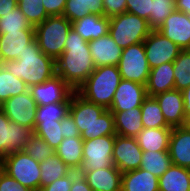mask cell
Listing matches in <instances>:
<instances>
[{
  "label": "cell",
  "mask_w": 190,
  "mask_h": 191,
  "mask_svg": "<svg viewBox=\"0 0 190 191\" xmlns=\"http://www.w3.org/2000/svg\"><path fill=\"white\" fill-rule=\"evenodd\" d=\"M95 68L89 42L71 28L65 40L64 52L56 59V75L76 90Z\"/></svg>",
  "instance_id": "1"
},
{
  "label": "cell",
  "mask_w": 190,
  "mask_h": 191,
  "mask_svg": "<svg viewBox=\"0 0 190 191\" xmlns=\"http://www.w3.org/2000/svg\"><path fill=\"white\" fill-rule=\"evenodd\" d=\"M69 113L75 120L83 140L116 135L112 112L85 100L76 91L71 97Z\"/></svg>",
  "instance_id": "2"
},
{
  "label": "cell",
  "mask_w": 190,
  "mask_h": 191,
  "mask_svg": "<svg viewBox=\"0 0 190 191\" xmlns=\"http://www.w3.org/2000/svg\"><path fill=\"white\" fill-rule=\"evenodd\" d=\"M1 65L15 77L21 78L30 88L56 75V60L44 54L34 38L17 60Z\"/></svg>",
  "instance_id": "3"
},
{
  "label": "cell",
  "mask_w": 190,
  "mask_h": 191,
  "mask_svg": "<svg viewBox=\"0 0 190 191\" xmlns=\"http://www.w3.org/2000/svg\"><path fill=\"white\" fill-rule=\"evenodd\" d=\"M121 80L118 66H99L75 91L85 100L109 110Z\"/></svg>",
  "instance_id": "4"
},
{
  "label": "cell",
  "mask_w": 190,
  "mask_h": 191,
  "mask_svg": "<svg viewBox=\"0 0 190 191\" xmlns=\"http://www.w3.org/2000/svg\"><path fill=\"white\" fill-rule=\"evenodd\" d=\"M34 28L35 39L41 51L56 60L64 52L65 40L72 23L63 15H54Z\"/></svg>",
  "instance_id": "5"
},
{
  "label": "cell",
  "mask_w": 190,
  "mask_h": 191,
  "mask_svg": "<svg viewBox=\"0 0 190 191\" xmlns=\"http://www.w3.org/2000/svg\"><path fill=\"white\" fill-rule=\"evenodd\" d=\"M109 20V35L122 49L144 42L153 30L148 21L127 11Z\"/></svg>",
  "instance_id": "6"
},
{
  "label": "cell",
  "mask_w": 190,
  "mask_h": 191,
  "mask_svg": "<svg viewBox=\"0 0 190 191\" xmlns=\"http://www.w3.org/2000/svg\"><path fill=\"white\" fill-rule=\"evenodd\" d=\"M40 163L24 151L12 152L0 160V168L32 191L40 189Z\"/></svg>",
  "instance_id": "7"
},
{
  "label": "cell",
  "mask_w": 190,
  "mask_h": 191,
  "mask_svg": "<svg viewBox=\"0 0 190 191\" xmlns=\"http://www.w3.org/2000/svg\"><path fill=\"white\" fill-rule=\"evenodd\" d=\"M117 66L123 80L146 85L150 67L145 55L144 43L140 42L123 49Z\"/></svg>",
  "instance_id": "8"
},
{
  "label": "cell",
  "mask_w": 190,
  "mask_h": 191,
  "mask_svg": "<svg viewBox=\"0 0 190 191\" xmlns=\"http://www.w3.org/2000/svg\"><path fill=\"white\" fill-rule=\"evenodd\" d=\"M115 135L83 140V164L80 171L103 169L113 165Z\"/></svg>",
  "instance_id": "9"
},
{
  "label": "cell",
  "mask_w": 190,
  "mask_h": 191,
  "mask_svg": "<svg viewBox=\"0 0 190 191\" xmlns=\"http://www.w3.org/2000/svg\"><path fill=\"white\" fill-rule=\"evenodd\" d=\"M33 134L32 128L10 121L0 109V160L12 152L23 151Z\"/></svg>",
  "instance_id": "10"
},
{
  "label": "cell",
  "mask_w": 190,
  "mask_h": 191,
  "mask_svg": "<svg viewBox=\"0 0 190 191\" xmlns=\"http://www.w3.org/2000/svg\"><path fill=\"white\" fill-rule=\"evenodd\" d=\"M143 43L150 69L163 63L174 62L182 51L158 30H152Z\"/></svg>",
  "instance_id": "11"
},
{
  "label": "cell",
  "mask_w": 190,
  "mask_h": 191,
  "mask_svg": "<svg viewBox=\"0 0 190 191\" xmlns=\"http://www.w3.org/2000/svg\"><path fill=\"white\" fill-rule=\"evenodd\" d=\"M1 109L10 121L34 130L37 104L32 98L29 90L22 94L10 97L1 104Z\"/></svg>",
  "instance_id": "12"
},
{
  "label": "cell",
  "mask_w": 190,
  "mask_h": 191,
  "mask_svg": "<svg viewBox=\"0 0 190 191\" xmlns=\"http://www.w3.org/2000/svg\"><path fill=\"white\" fill-rule=\"evenodd\" d=\"M32 98L37 106H42L57 102H71L72 94L75 90L66 83L60 76L55 75L51 79L33 85L29 88Z\"/></svg>",
  "instance_id": "13"
},
{
  "label": "cell",
  "mask_w": 190,
  "mask_h": 191,
  "mask_svg": "<svg viewBox=\"0 0 190 191\" xmlns=\"http://www.w3.org/2000/svg\"><path fill=\"white\" fill-rule=\"evenodd\" d=\"M143 151L136 137L115 135L113 165L122 173L140 168Z\"/></svg>",
  "instance_id": "14"
},
{
  "label": "cell",
  "mask_w": 190,
  "mask_h": 191,
  "mask_svg": "<svg viewBox=\"0 0 190 191\" xmlns=\"http://www.w3.org/2000/svg\"><path fill=\"white\" fill-rule=\"evenodd\" d=\"M182 50H190V16L173 11L157 29Z\"/></svg>",
  "instance_id": "15"
},
{
  "label": "cell",
  "mask_w": 190,
  "mask_h": 191,
  "mask_svg": "<svg viewBox=\"0 0 190 191\" xmlns=\"http://www.w3.org/2000/svg\"><path fill=\"white\" fill-rule=\"evenodd\" d=\"M160 105L166 123L170 127L186 126L189 124L184 111L182 92L172 89L154 96Z\"/></svg>",
  "instance_id": "16"
},
{
  "label": "cell",
  "mask_w": 190,
  "mask_h": 191,
  "mask_svg": "<svg viewBox=\"0 0 190 191\" xmlns=\"http://www.w3.org/2000/svg\"><path fill=\"white\" fill-rule=\"evenodd\" d=\"M146 97V85L122 79L115 91L109 110L126 111L135 107H141Z\"/></svg>",
  "instance_id": "17"
},
{
  "label": "cell",
  "mask_w": 190,
  "mask_h": 191,
  "mask_svg": "<svg viewBox=\"0 0 190 191\" xmlns=\"http://www.w3.org/2000/svg\"><path fill=\"white\" fill-rule=\"evenodd\" d=\"M35 38V30H22L0 34V64L17 60Z\"/></svg>",
  "instance_id": "18"
},
{
  "label": "cell",
  "mask_w": 190,
  "mask_h": 191,
  "mask_svg": "<svg viewBox=\"0 0 190 191\" xmlns=\"http://www.w3.org/2000/svg\"><path fill=\"white\" fill-rule=\"evenodd\" d=\"M89 49L95 67L117 66L123 51L109 33L90 41Z\"/></svg>",
  "instance_id": "19"
},
{
  "label": "cell",
  "mask_w": 190,
  "mask_h": 191,
  "mask_svg": "<svg viewBox=\"0 0 190 191\" xmlns=\"http://www.w3.org/2000/svg\"><path fill=\"white\" fill-rule=\"evenodd\" d=\"M172 164L190 169V125L172 127L169 140Z\"/></svg>",
  "instance_id": "20"
},
{
  "label": "cell",
  "mask_w": 190,
  "mask_h": 191,
  "mask_svg": "<svg viewBox=\"0 0 190 191\" xmlns=\"http://www.w3.org/2000/svg\"><path fill=\"white\" fill-rule=\"evenodd\" d=\"M93 191H121L120 172L114 165L92 171H79Z\"/></svg>",
  "instance_id": "21"
},
{
  "label": "cell",
  "mask_w": 190,
  "mask_h": 191,
  "mask_svg": "<svg viewBox=\"0 0 190 191\" xmlns=\"http://www.w3.org/2000/svg\"><path fill=\"white\" fill-rule=\"evenodd\" d=\"M110 20L102 14H89L72 22V28L87 42L109 33Z\"/></svg>",
  "instance_id": "22"
},
{
  "label": "cell",
  "mask_w": 190,
  "mask_h": 191,
  "mask_svg": "<svg viewBox=\"0 0 190 191\" xmlns=\"http://www.w3.org/2000/svg\"><path fill=\"white\" fill-rule=\"evenodd\" d=\"M174 82L173 62L163 63L150 69L146 83L147 96H155L174 89Z\"/></svg>",
  "instance_id": "23"
},
{
  "label": "cell",
  "mask_w": 190,
  "mask_h": 191,
  "mask_svg": "<svg viewBox=\"0 0 190 191\" xmlns=\"http://www.w3.org/2000/svg\"><path fill=\"white\" fill-rule=\"evenodd\" d=\"M121 191H159V178L141 168L124 172Z\"/></svg>",
  "instance_id": "24"
},
{
  "label": "cell",
  "mask_w": 190,
  "mask_h": 191,
  "mask_svg": "<svg viewBox=\"0 0 190 191\" xmlns=\"http://www.w3.org/2000/svg\"><path fill=\"white\" fill-rule=\"evenodd\" d=\"M111 112L114 117L116 135L136 137L144 128L141 120V107Z\"/></svg>",
  "instance_id": "25"
},
{
  "label": "cell",
  "mask_w": 190,
  "mask_h": 191,
  "mask_svg": "<svg viewBox=\"0 0 190 191\" xmlns=\"http://www.w3.org/2000/svg\"><path fill=\"white\" fill-rule=\"evenodd\" d=\"M172 128H143L136 136L142 151H168Z\"/></svg>",
  "instance_id": "26"
},
{
  "label": "cell",
  "mask_w": 190,
  "mask_h": 191,
  "mask_svg": "<svg viewBox=\"0 0 190 191\" xmlns=\"http://www.w3.org/2000/svg\"><path fill=\"white\" fill-rule=\"evenodd\" d=\"M83 139L64 138L54 150L58 157L72 170L79 172L83 164Z\"/></svg>",
  "instance_id": "27"
},
{
  "label": "cell",
  "mask_w": 190,
  "mask_h": 191,
  "mask_svg": "<svg viewBox=\"0 0 190 191\" xmlns=\"http://www.w3.org/2000/svg\"><path fill=\"white\" fill-rule=\"evenodd\" d=\"M159 191H190V169L172 164L159 177Z\"/></svg>",
  "instance_id": "28"
},
{
  "label": "cell",
  "mask_w": 190,
  "mask_h": 191,
  "mask_svg": "<svg viewBox=\"0 0 190 191\" xmlns=\"http://www.w3.org/2000/svg\"><path fill=\"white\" fill-rule=\"evenodd\" d=\"M102 0H67L63 16L71 23L89 14L103 15Z\"/></svg>",
  "instance_id": "29"
},
{
  "label": "cell",
  "mask_w": 190,
  "mask_h": 191,
  "mask_svg": "<svg viewBox=\"0 0 190 191\" xmlns=\"http://www.w3.org/2000/svg\"><path fill=\"white\" fill-rule=\"evenodd\" d=\"M40 188L50 185L59 178L68 175L72 170L53 153L48 159L40 162Z\"/></svg>",
  "instance_id": "30"
},
{
  "label": "cell",
  "mask_w": 190,
  "mask_h": 191,
  "mask_svg": "<svg viewBox=\"0 0 190 191\" xmlns=\"http://www.w3.org/2000/svg\"><path fill=\"white\" fill-rule=\"evenodd\" d=\"M141 120L144 128H172L161 112V108L154 96H147L141 105Z\"/></svg>",
  "instance_id": "31"
},
{
  "label": "cell",
  "mask_w": 190,
  "mask_h": 191,
  "mask_svg": "<svg viewBox=\"0 0 190 191\" xmlns=\"http://www.w3.org/2000/svg\"><path fill=\"white\" fill-rule=\"evenodd\" d=\"M172 165L169 151H143L140 168L160 177Z\"/></svg>",
  "instance_id": "32"
},
{
  "label": "cell",
  "mask_w": 190,
  "mask_h": 191,
  "mask_svg": "<svg viewBox=\"0 0 190 191\" xmlns=\"http://www.w3.org/2000/svg\"><path fill=\"white\" fill-rule=\"evenodd\" d=\"M28 90L29 87L21 78L15 77L0 64V104Z\"/></svg>",
  "instance_id": "33"
},
{
  "label": "cell",
  "mask_w": 190,
  "mask_h": 191,
  "mask_svg": "<svg viewBox=\"0 0 190 191\" xmlns=\"http://www.w3.org/2000/svg\"><path fill=\"white\" fill-rule=\"evenodd\" d=\"M71 102H57L42 106H37L35 127L40 123H50L61 121L67 114H69Z\"/></svg>",
  "instance_id": "34"
},
{
  "label": "cell",
  "mask_w": 190,
  "mask_h": 191,
  "mask_svg": "<svg viewBox=\"0 0 190 191\" xmlns=\"http://www.w3.org/2000/svg\"><path fill=\"white\" fill-rule=\"evenodd\" d=\"M22 30H35V28L26 19L18 6L0 17V34Z\"/></svg>",
  "instance_id": "35"
},
{
  "label": "cell",
  "mask_w": 190,
  "mask_h": 191,
  "mask_svg": "<svg viewBox=\"0 0 190 191\" xmlns=\"http://www.w3.org/2000/svg\"><path fill=\"white\" fill-rule=\"evenodd\" d=\"M174 89L179 91L190 86V50H182L173 62Z\"/></svg>",
  "instance_id": "36"
},
{
  "label": "cell",
  "mask_w": 190,
  "mask_h": 191,
  "mask_svg": "<svg viewBox=\"0 0 190 191\" xmlns=\"http://www.w3.org/2000/svg\"><path fill=\"white\" fill-rule=\"evenodd\" d=\"M176 10L175 0H151L149 26L157 30L164 20Z\"/></svg>",
  "instance_id": "37"
},
{
  "label": "cell",
  "mask_w": 190,
  "mask_h": 191,
  "mask_svg": "<svg viewBox=\"0 0 190 191\" xmlns=\"http://www.w3.org/2000/svg\"><path fill=\"white\" fill-rule=\"evenodd\" d=\"M34 134L47 142L53 150H55L64 139L60 121L56 120L50 123L40 122L34 128Z\"/></svg>",
  "instance_id": "38"
},
{
  "label": "cell",
  "mask_w": 190,
  "mask_h": 191,
  "mask_svg": "<svg viewBox=\"0 0 190 191\" xmlns=\"http://www.w3.org/2000/svg\"><path fill=\"white\" fill-rule=\"evenodd\" d=\"M17 2L20 11L34 27L49 17L42 0H17Z\"/></svg>",
  "instance_id": "39"
},
{
  "label": "cell",
  "mask_w": 190,
  "mask_h": 191,
  "mask_svg": "<svg viewBox=\"0 0 190 191\" xmlns=\"http://www.w3.org/2000/svg\"><path fill=\"white\" fill-rule=\"evenodd\" d=\"M23 151L39 163L48 159L55 153L49 144L36 134H33L29 138Z\"/></svg>",
  "instance_id": "40"
},
{
  "label": "cell",
  "mask_w": 190,
  "mask_h": 191,
  "mask_svg": "<svg viewBox=\"0 0 190 191\" xmlns=\"http://www.w3.org/2000/svg\"><path fill=\"white\" fill-rule=\"evenodd\" d=\"M126 11L148 21L151 12V0H126Z\"/></svg>",
  "instance_id": "41"
},
{
  "label": "cell",
  "mask_w": 190,
  "mask_h": 191,
  "mask_svg": "<svg viewBox=\"0 0 190 191\" xmlns=\"http://www.w3.org/2000/svg\"><path fill=\"white\" fill-rule=\"evenodd\" d=\"M77 174V171H71L68 175L57 179L50 185L40 188L38 191H70L73 178Z\"/></svg>",
  "instance_id": "42"
},
{
  "label": "cell",
  "mask_w": 190,
  "mask_h": 191,
  "mask_svg": "<svg viewBox=\"0 0 190 191\" xmlns=\"http://www.w3.org/2000/svg\"><path fill=\"white\" fill-rule=\"evenodd\" d=\"M103 15L112 18L126 12V0H102Z\"/></svg>",
  "instance_id": "43"
},
{
  "label": "cell",
  "mask_w": 190,
  "mask_h": 191,
  "mask_svg": "<svg viewBox=\"0 0 190 191\" xmlns=\"http://www.w3.org/2000/svg\"><path fill=\"white\" fill-rule=\"evenodd\" d=\"M0 191H32L0 168Z\"/></svg>",
  "instance_id": "44"
},
{
  "label": "cell",
  "mask_w": 190,
  "mask_h": 191,
  "mask_svg": "<svg viewBox=\"0 0 190 191\" xmlns=\"http://www.w3.org/2000/svg\"><path fill=\"white\" fill-rule=\"evenodd\" d=\"M60 126L63 130L64 138L81 137V133L70 113L60 121Z\"/></svg>",
  "instance_id": "45"
},
{
  "label": "cell",
  "mask_w": 190,
  "mask_h": 191,
  "mask_svg": "<svg viewBox=\"0 0 190 191\" xmlns=\"http://www.w3.org/2000/svg\"><path fill=\"white\" fill-rule=\"evenodd\" d=\"M67 0H42V4L49 16L63 15Z\"/></svg>",
  "instance_id": "46"
},
{
  "label": "cell",
  "mask_w": 190,
  "mask_h": 191,
  "mask_svg": "<svg viewBox=\"0 0 190 191\" xmlns=\"http://www.w3.org/2000/svg\"><path fill=\"white\" fill-rule=\"evenodd\" d=\"M70 191H93L88 185L86 179L78 173L74 178Z\"/></svg>",
  "instance_id": "47"
},
{
  "label": "cell",
  "mask_w": 190,
  "mask_h": 191,
  "mask_svg": "<svg viewBox=\"0 0 190 191\" xmlns=\"http://www.w3.org/2000/svg\"><path fill=\"white\" fill-rule=\"evenodd\" d=\"M17 0H0V17L17 6Z\"/></svg>",
  "instance_id": "48"
},
{
  "label": "cell",
  "mask_w": 190,
  "mask_h": 191,
  "mask_svg": "<svg viewBox=\"0 0 190 191\" xmlns=\"http://www.w3.org/2000/svg\"><path fill=\"white\" fill-rule=\"evenodd\" d=\"M184 101V111L187 121H190V86L181 91Z\"/></svg>",
  "instance_id": "49"
},
{
  "label": "cell",
  "mask_w": 190,
  "mask_h": 191,
  "mask_svg": "<svg viewBox=\"0 0 190 191\" xmlns=\"http://www.w3.org/2000/svg\"><path fill=\"white\" fill-rule=\"evenodd\" d=\"M176 10L190 16V0H175Z\"/></svg>",
  "instance_id": "50"
}]
</instances>
